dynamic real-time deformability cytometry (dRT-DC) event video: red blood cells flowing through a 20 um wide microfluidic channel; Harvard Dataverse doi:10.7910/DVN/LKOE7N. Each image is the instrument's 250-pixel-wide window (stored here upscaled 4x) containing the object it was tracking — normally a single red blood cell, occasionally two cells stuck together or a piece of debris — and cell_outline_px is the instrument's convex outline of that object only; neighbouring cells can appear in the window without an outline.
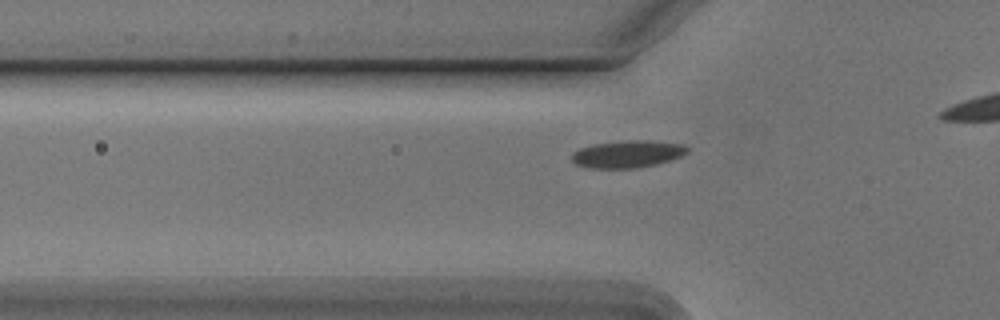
{"species": "Egyptian fruit bat (a non-hibernating species)", "species_latin": "Rousettus aegyptiacus", "temperature_condition": "cold", "stored_images_in_passage": 30, "camera_frame_rate_fps": 3000, "um_per_image_px": 0.085, "animal": {"sex": "male"}, "frame": {"image": 1, "passage_image": 4, "time_ms": 1.0, "image_size_px": [1000, 320], "cell_outline_px": [[688, 152], [680, 156], [656, 164], [636, 168], [592, 168], [576, 164], [572, 160], [572, 152], [580, 148], [592, 144], [624, 140], [648, 140], [684, 144], [688, 148]], "centroid_in_image_um": [53.33, 13.08], "position_along_channel_um": 72.5, "area_um2": 18.32}}
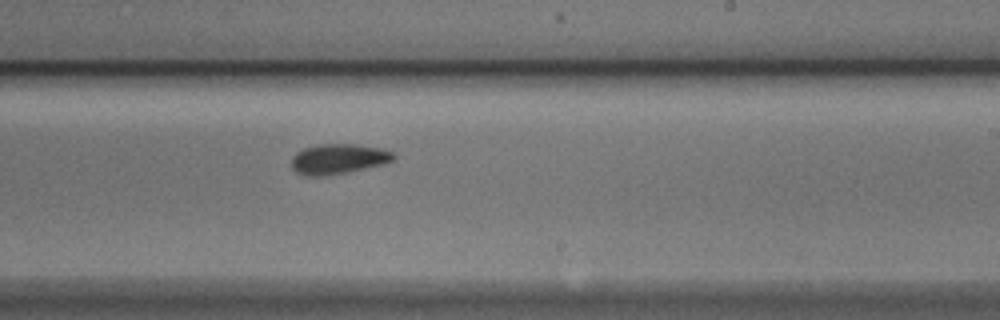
{"frame": {"image": 2, "passage_image": 19, "time_ms": 6.0, "image_size_px": [1000, 320], "cell_outline_px": [[396, 156], [392, 160], [380, 164], [348, 172], [324, 176], [308, 176], [296, 172], [292, 168], [292, 156], [296, 152], [304, 148], [316, 144], [352, 144], [380, 148], [392, 152]], "centroid_in_image_um": [28.7, 13.5], "position_along_channel_um": 260.3, "area_um2": 17.74}}
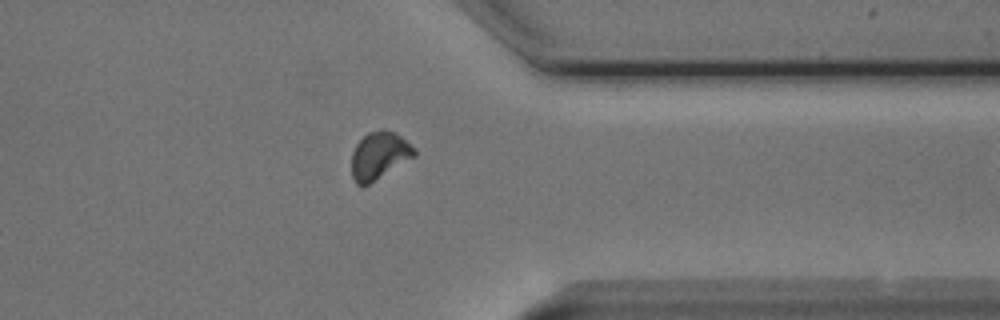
{"frame": {"image": 3, "passage_image": 29, "time_ms": 9.333, "image_size_px": [1000, 320], "cell_outline_px": [[416, 156], [364, 188], [356, 184], [352, 176], [352, 152], [356, 144], [368, 132], [384, 128], [400, 136], [416, 148]], "centroid_in_image_um": [32.24, 13.25], "position_along_channel_um": 379.2, "area_um2": 17.63}}